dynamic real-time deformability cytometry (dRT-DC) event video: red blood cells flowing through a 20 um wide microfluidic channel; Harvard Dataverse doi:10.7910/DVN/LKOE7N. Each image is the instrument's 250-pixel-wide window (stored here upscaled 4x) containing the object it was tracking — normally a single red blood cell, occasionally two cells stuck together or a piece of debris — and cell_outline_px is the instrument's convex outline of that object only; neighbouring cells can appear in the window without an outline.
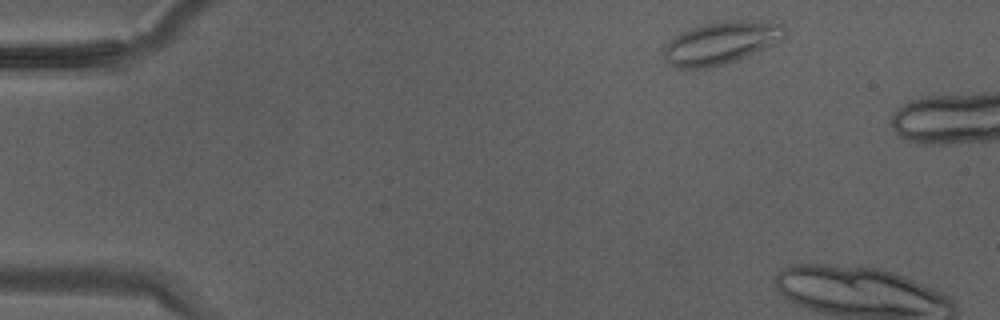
{"species": "Egyptian fruit bat (a non-hibernating species)", "species_latin": "Rousettus aegyptiacus", "temperature_condition": "warm", "stored_images_in_passage": 5, "camera_frame_rate_fps": 3000, "um_per_image_px": 0.085, "animal": {"sex": "male"}, "frame": {"image": 1, "passage_image": 2, "time_ms": 0.333, "image_size_px": [1000, 320], "cell_outline_px": [[784, 36], [772, 44], [736, 60], [724, 64], [708, 68], [676, 68], [664, 60], [660, 52], [664, 44], [680, 32], [692, 28], [708, 24], [736, 20], [740, 20], [784, 24]], "centroid_in_image_um": [61.16, 3.67], "position_along_channel_um": 23.8, "area_um2": 29.48}}